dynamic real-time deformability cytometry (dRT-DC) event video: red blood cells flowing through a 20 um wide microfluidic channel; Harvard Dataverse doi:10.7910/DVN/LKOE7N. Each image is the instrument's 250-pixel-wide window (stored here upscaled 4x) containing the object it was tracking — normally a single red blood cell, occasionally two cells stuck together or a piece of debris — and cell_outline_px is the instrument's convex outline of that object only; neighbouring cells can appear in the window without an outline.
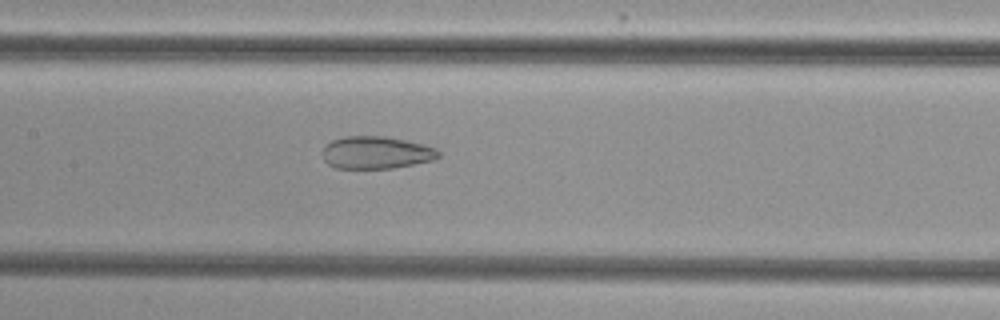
{"species": "common noctule bat (a hibernating species)", "species_latin": "Nyctalus noctula", "temperature_condition": "cold", "stored_images_in_passage": 36, "camera_frame_rate_fps": 3000, "um_per_image_px": 0.085, "animal": {"sex": "female", "body_mass_g": 29.2, "forearm_length_mm": 56.3}, "frame": {"image": 1, "passage_image": 9, "time_ms": 2.667, "image_size_px": [1000, 320], "cell_outline_px": [[440, 156], [432, 160], [392, 168], [336, 168], [328, 164], [324, 160], [320, 152], [332, 140], [344, 136], [384, 136], [424, 144], [436, 148], [440, 152]], "centroid_in_image_um": [31.95, 12.96], "position_along_channel_um": 175.4, "area_um2": 21.91}}
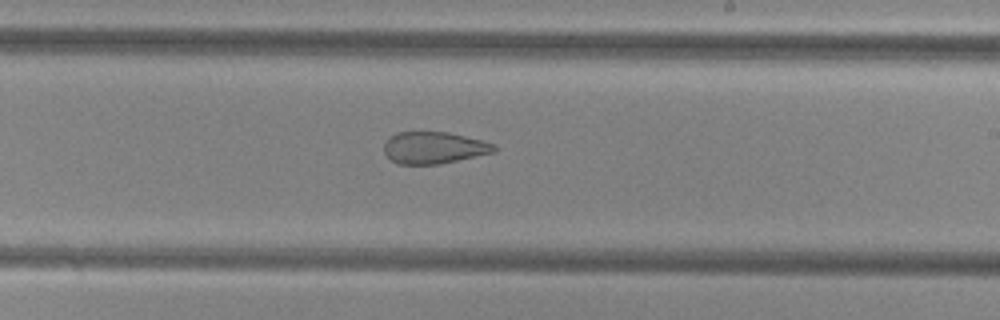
{"frame": {"image": 2, "passage_image": 15, "time_ms": 4.667, "image_size_px": [1000, 320], "cell_outline_px": [[496, 152], [440, 164], [400, 164], [392, 160], [384, 152], [384, 144], [396, 132], [448, 132], [484, 140], [496, 144]], "centroid_in_image_um": [36.94, 12.55], "position_along_channel_um": 252.1, "area_um2": 20.46}}
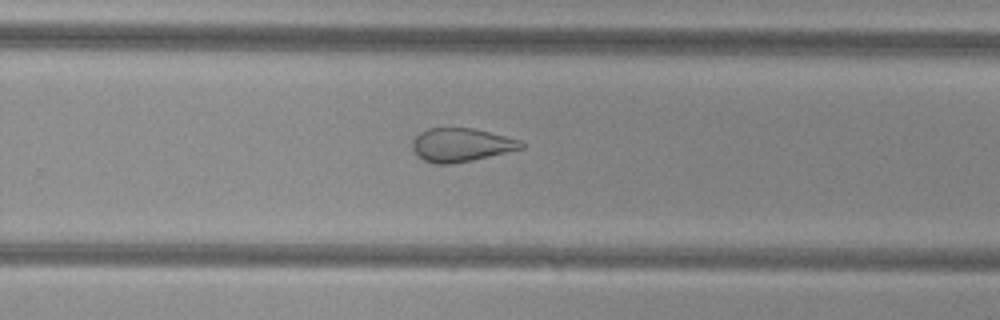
{"frame": {"image": 3, "passage_image": 18, "time_ms": 5.667, "image_size_px": [1000, 320], "cell_outline_px": [[524, 148], [472, 160], [452, 164], [436, 164], [424, 160], [416, 156], [412, 148], [412, 140], [420, 132], [428, 128], [472, 128], [520, 140], [524, 144]], "centroid_in_image_um": [39.15, 12.32], "position_along_channel_um": 290.6, "area_um2": 21.15}, "authors_computed_cell_mechanics": {"area_um2": 23.6113, "velocity_mm_per_s": 3.8523, "shape_relaxation_time_tau1_ms": null, "shape_relaxation_time_tau2_ms": 2.1463, "deformation_change_tau1": null, "deformation_change_tau2": 0.0893}}